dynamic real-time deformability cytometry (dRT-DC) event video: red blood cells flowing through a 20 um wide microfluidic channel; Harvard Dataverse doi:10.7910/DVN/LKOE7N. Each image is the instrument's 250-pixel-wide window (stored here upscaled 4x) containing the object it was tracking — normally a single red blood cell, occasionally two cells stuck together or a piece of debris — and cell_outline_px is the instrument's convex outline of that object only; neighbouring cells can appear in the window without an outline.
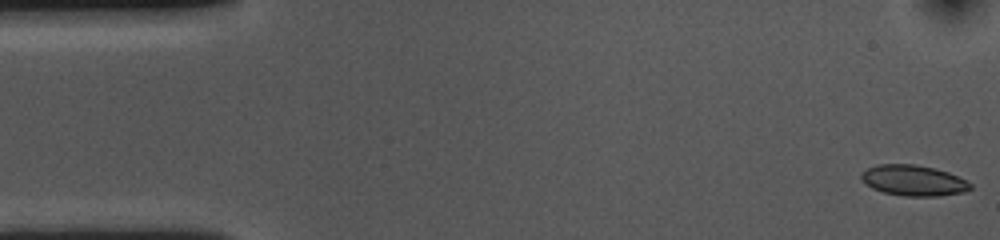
{"species": "common noctule bat (a hibernating species)", "species_latin": "Nyctalus noctula", "temperature_condition": "cold", "stored_images_in_passage": 54, "camera_frame_rate_fps": 3000, "um_per_image_px": 0.085, "animal": {"sex": "female", "body_mass_g": 10.0, "forearm_length_mm": 53.1}, "frame": {"image": 1, "passage_image": 1, "time_ms": 0.0, "image_size_px": [1000, 240], "cell_outline_px": [[972, 188], [964, 192], [940, 196], [904, 196], [884, 192], [872, 188], [860, 176], [860, 172], [868, 168], [880, 164], [916, 164], [936, 168], [948, 172], [972, 184]], "centroid_in_image_um": [77.66, 15.33], "position_along_channel_um": 7.3, "area_um2": 19.42}}
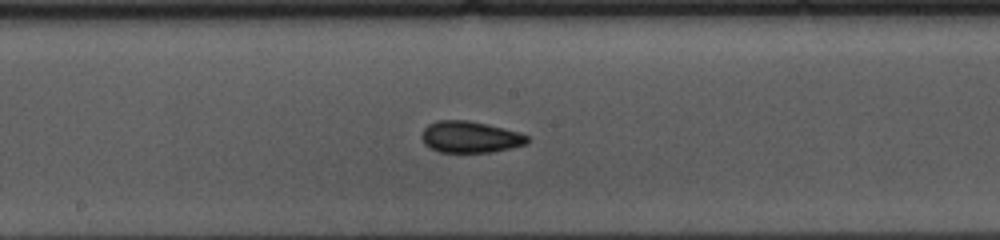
{"frame": {"image": 2, "passage_image": 27, "time_ms": 8.667, "image_size_px": [1000, 240], "cell_outline_px": [[528, 144], [512, 148], [492, 152], [440, 152], [424, 144], [420, 136], [424, 128], [428, 124], [436, 120], [468, 120], [488, 124], [520, 132], [528, 136]], "centroid_in_image_um": [39.97, 11.64], "position_along_channel_um": 208.2, "area_um2": 19.59}}
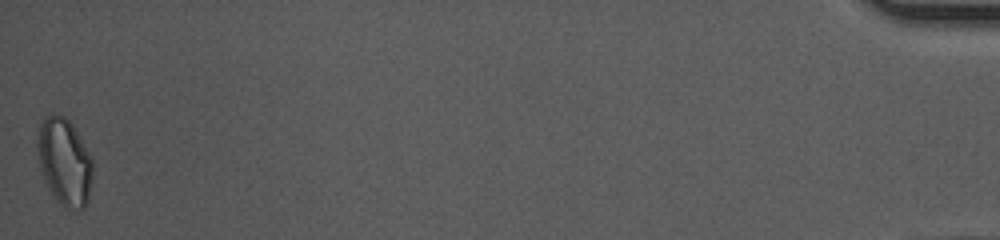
{"frame": {"image": 3, "passage_image": 54, "time_ms": 17.667, "image_size_px": [1000, 240], "cell_outline_px": [[92, 176], [88, 200], [84, 208], [64, 208], [56, 200], [48, 188], [40, 168], [36, 144], [36, 140], [40, 124], [52, 112], [64, 116], [72, 124], [92, 156]], "centroid_in_image_um": [5.48, 13.74], "position_along_channel_um": 429.7, "area_um2": 28.09}, "authors_computed_cell_mechanics": {"area_um2": 19.5364, "velocity_mm_per_s": 3.6024, "shape_relaxation_time_tau1_ms": 4.0553, "shape_relaxation_time_tau2_ms": 3.3191, "deformation_change_tau1": 0.0953, "deformation_change_tau2": 0.0603}}